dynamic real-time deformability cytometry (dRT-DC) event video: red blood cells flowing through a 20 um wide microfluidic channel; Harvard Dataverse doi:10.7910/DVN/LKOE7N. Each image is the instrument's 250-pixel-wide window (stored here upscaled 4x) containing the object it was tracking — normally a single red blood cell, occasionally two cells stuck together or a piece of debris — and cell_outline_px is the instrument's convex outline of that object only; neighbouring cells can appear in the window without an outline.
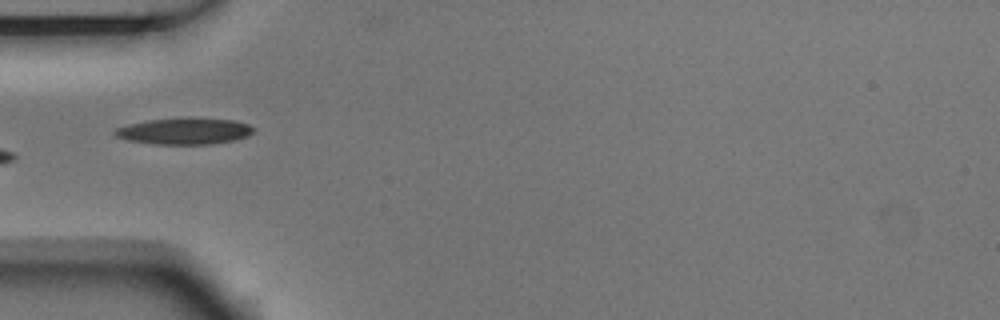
{"species": "Egyptian fruit bat (a non-hibernating species)", "species_latin": "Rousettus aegyptiacus", "temperature_condition": "room temperature", "stored_images_in_passage": 5, "camera_frame_rate_fps": 3000, "um_per_image_px": 0.085, "animal": {"sex": "male"}, "frame": {"image": 1, "passage_image": 4, "time_ms": 1.0, "image_size_px": [1000, 320], "cell_outline_px": [[256, 128], [248, 136], [232, 140], [212, 144], [156, 144], [128, 140], [116, 136], [112, 132], [116, 128], [148, 120], [236, 120], [248, 124]], "centroid_in_image_um": [15.69, 11.18], "position_along_channel_um": 69.3, "area_um2": 20.35}}
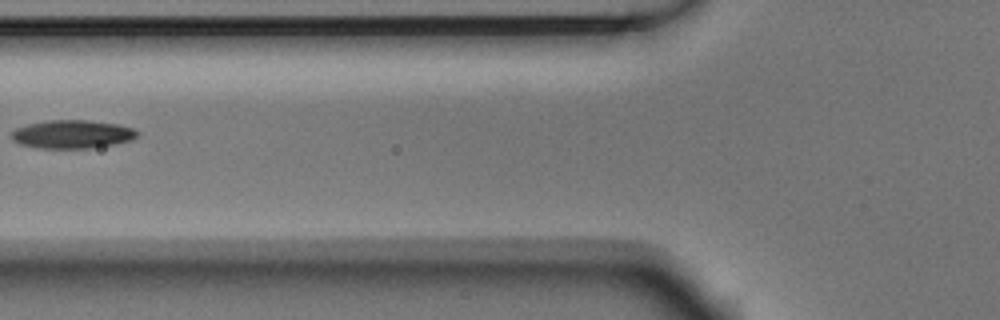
{"frame": {"image": 2, "passage_image": 5, "time_ms": 1.333, "image_size_px": [1000, 320], "cell_outline_px": [[140, 132], [132, 140], [116, 144], [92, 148], [40, 148], [20, 144], [12, 140], [12, 132], [16, 128], [28, 124], [48, 120], [88, 120], [116, 124], [132, 128]], "centroid_in_image_um": [6.15, 11.41], "position_along_channel_um": 119.6, "area_um2": 20.75}}